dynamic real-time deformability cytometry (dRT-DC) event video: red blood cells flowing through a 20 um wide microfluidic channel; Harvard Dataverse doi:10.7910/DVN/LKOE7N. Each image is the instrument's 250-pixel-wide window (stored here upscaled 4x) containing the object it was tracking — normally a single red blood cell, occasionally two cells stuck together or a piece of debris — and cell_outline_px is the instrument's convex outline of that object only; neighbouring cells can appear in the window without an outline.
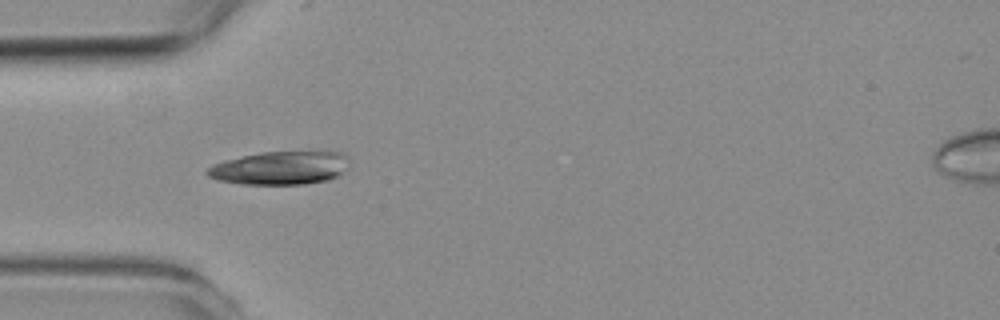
{"species": "common noctule bat (a hibernating species)", "species_latin": "Nyctalus noctula", "temperature_condition": "room temperature", "stored_images_in_passage": 6, "camera_frame_rate_fps": 3000, "um_per_image_px": 0.085, "animal": {"sex": "female", "body_mass_g": 19.3, "forearm_length_mm": 54.1}, "frame": {"image": 1, "passage_image": 5, "time_ms": 4.667, "image_size_px": [1000, 320], "cell_outline_px": [[348, 168], [336, 176], [328, 180], [304, 184], [240, 184], [216, 180], [208, 176], [204, 172], [212, 164], [224, 160], [264, 152], [340, 152], [348, 156]], "centroid_in_image_um": [23.79, 14.28], "position_along_channel_um": 61.2, "area_um2": 27.51}}
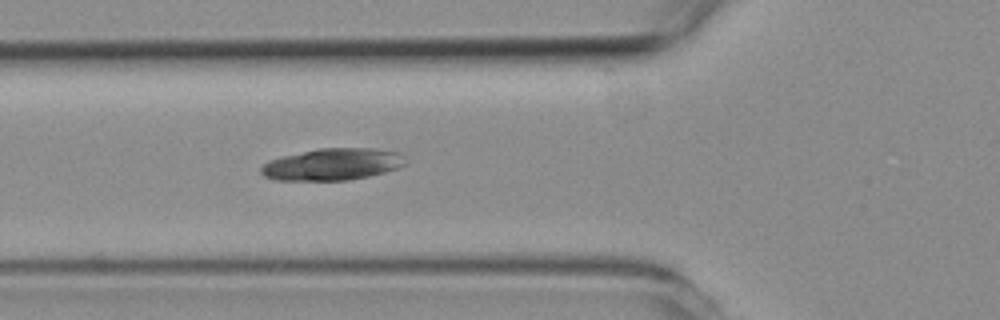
{"frame": {"image": 2, "passage_image": 6, "time_ms": 5.667, "image_size_px": [1000, 320], "cell_outline_px": [[408, 164], [384, 172], [368, 176], [348, 180], [272, 180], [264, 176], [260, 172], [260, 168], [264, 164], [272, 160], [284, 156], [320, 148], [376, 148], [400, 152], [408, 160]], "centroid_in_image_um": [28.32, 13.96], "position_along_channel_um": 97.5, "area_um2": 26.82}}